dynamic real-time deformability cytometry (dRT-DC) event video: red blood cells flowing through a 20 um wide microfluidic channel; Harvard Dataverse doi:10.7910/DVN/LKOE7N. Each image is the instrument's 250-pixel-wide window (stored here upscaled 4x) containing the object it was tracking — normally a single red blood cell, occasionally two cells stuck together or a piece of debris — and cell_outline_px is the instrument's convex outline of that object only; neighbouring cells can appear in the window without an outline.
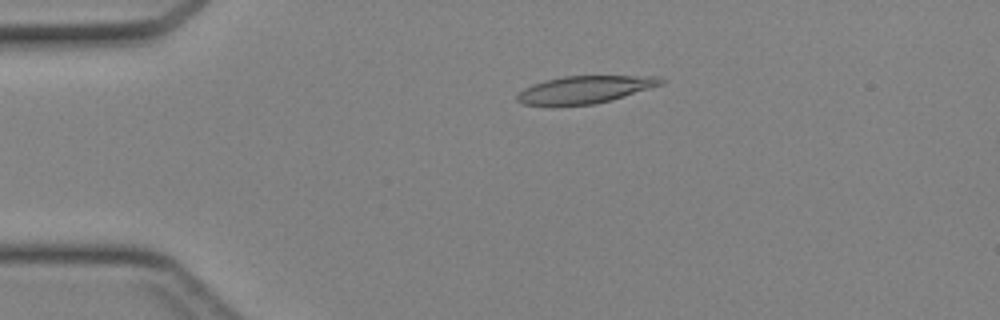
{"species": "Egyptian fruit bat (a non-hibernating species)", "species_latin": "Rousettus aegyptiacus", "temperature_condition": "cold", "stored_images_in_passage": 38, "camera_frame_rate_fps": 3000, "um_per_image_px": 0.085, "animal": {"sex": "female"}, "frame": {"image": 1, "passage_image": 3, "time_ms": 0.667, "image_size_px": [1000, 320], "cell_outline_px": [[664, 84], [624, 96], [596, 104], [552, 108], [524, 104], [516, 100], [516, 96], [524, 88], [544, 80], [564, 76], [660, 76], [664, 80]], "centroid_in_image_um": [49.66, 7.65], "position_along_channel_um": 35.3, "area_um2": 23.58}}
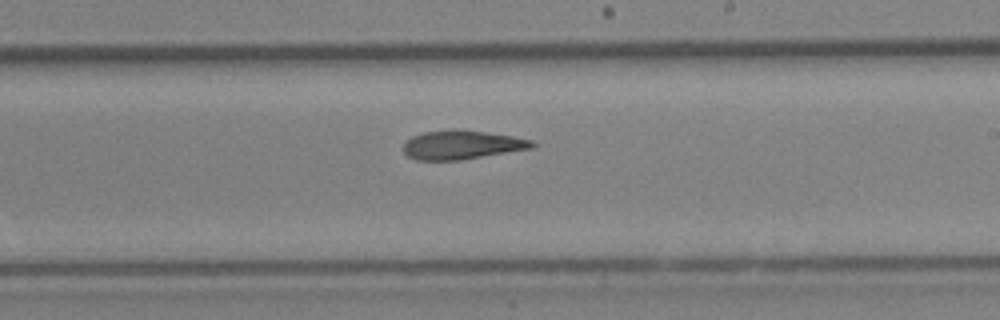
{"frame": {"image": 2, "passage_image": 20, "time_ms": 6.333, "image_size_px": [1000, 320], "cell_outline_px": [[536, 144], [532, 148], [460, 160], [416, 160], [408, 156], [404, 152], [404, 144], [412, 136], [424, 132], [452, 128], [456, 128], [512, 136], [532, 140]], "centroid_in_image_um": [39.24, 12.3], "position_along_channel_um": 249.8, "area_um2": 21.62}}
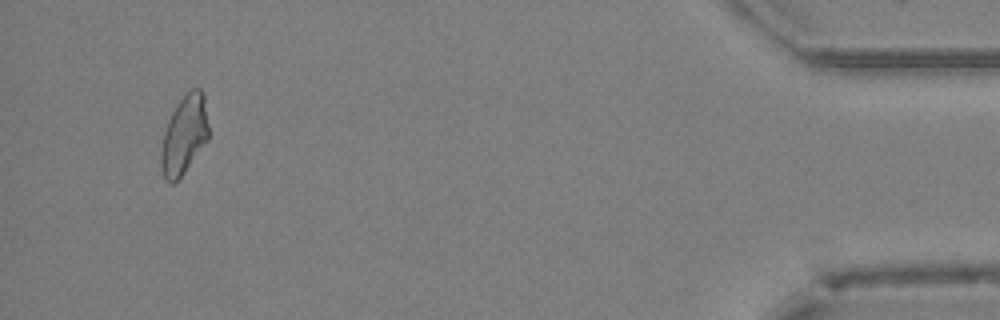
{"frame": {"image": 3, "passage_image": 36, "time_ms": 11.667, "image_size_px": [1000, 320], "cell_outline_px": [[208, 140], [184, 172], [172, 184], [168, 184], [164, 176], [160, 164], [160, 152], [164, 132], [168, 120], [176, 104], [192, 88], [200, 88], [204, 96], [208, 124]], "centroid_in_image_um": [15.65, 11.48], "position_along_channel_um": 419.6, "area_um2": 21.68}}